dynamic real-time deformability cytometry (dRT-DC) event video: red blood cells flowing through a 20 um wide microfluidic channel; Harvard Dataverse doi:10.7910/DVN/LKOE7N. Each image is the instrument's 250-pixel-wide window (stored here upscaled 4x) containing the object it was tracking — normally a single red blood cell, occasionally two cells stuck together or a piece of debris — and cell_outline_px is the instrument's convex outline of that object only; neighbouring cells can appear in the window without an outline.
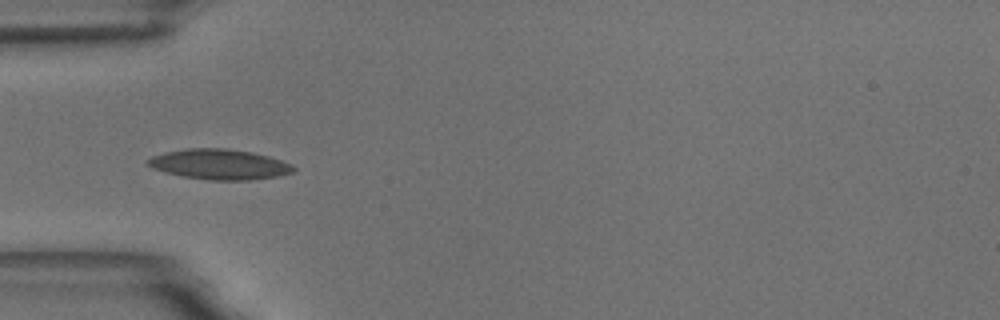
{"species": "common noctule bat (a hibernating species)", "species_latin": "Nyctalus noctula", "temperature_condition": "room temperature", "stored_images_in_passage": 14, "camera_frame_rate_fps": 3000, "um_per_image_px": 0.085, "animal": {"sex": "male", "body_mass_g": 18.8}, "frame": {"image": 1, "passage_image": 5, "time_ms": 1.333, "image_size_px": [1000, 320], "cell_outline_px": [[296, 172], [276, 176], [248, 180], [208, 180], [184, 176], [152, 168], [144, 164], [144, 160], [152, 156], [164, 152], [188, 148], [228, 148], [252, 152], [268, 156], [292, 164], [296, 168]], "centroid_in_image_um": [18.64, 13.96], "position_along_channel_um": 66.4, "area_um2": 25.78}}